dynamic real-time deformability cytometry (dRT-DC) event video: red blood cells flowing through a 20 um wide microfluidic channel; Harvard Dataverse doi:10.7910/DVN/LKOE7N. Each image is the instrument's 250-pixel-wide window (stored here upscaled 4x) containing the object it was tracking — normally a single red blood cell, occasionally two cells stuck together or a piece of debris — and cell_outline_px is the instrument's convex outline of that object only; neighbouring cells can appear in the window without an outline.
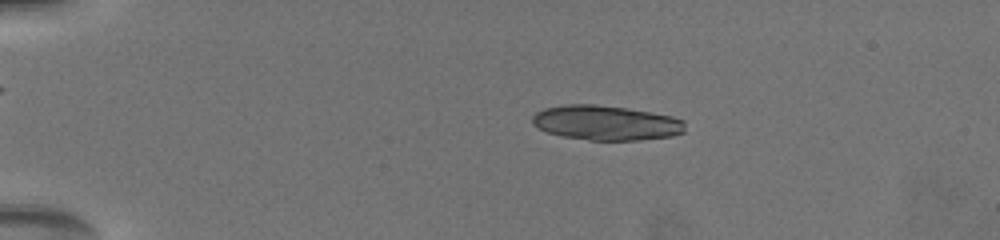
{"species": "common noctule bat (a hibernating species)", "species_latin": "Nyctalus noctula", "temperature_condition": "warm", "stored_images_in_passage": 23, "camera_frame_rate_fps": 3000, "um_per_image_px": 0.085, "animal": {"sex": "female", "body_mass_g": 19.5, "forearm_length_mm": 54.1}, "frame": {"image": 1, "passage_image": 5, "time_ms": 0.667, "image_size_px": [1000, 240], "cell_outline_px": [[684, 132], [672, 136], [640, 140], [588, 140], [564, 136], [548, 132], [532, 124], [532, 116], [536, 112], [544, 108], [568, 104], [596, 104], [624, 108], [672, 116], [684, 120]], "centroid_in_image_um": [51.51, 10.44], "position_along_channel_um": 33.5, "area_um2": 30.75}}